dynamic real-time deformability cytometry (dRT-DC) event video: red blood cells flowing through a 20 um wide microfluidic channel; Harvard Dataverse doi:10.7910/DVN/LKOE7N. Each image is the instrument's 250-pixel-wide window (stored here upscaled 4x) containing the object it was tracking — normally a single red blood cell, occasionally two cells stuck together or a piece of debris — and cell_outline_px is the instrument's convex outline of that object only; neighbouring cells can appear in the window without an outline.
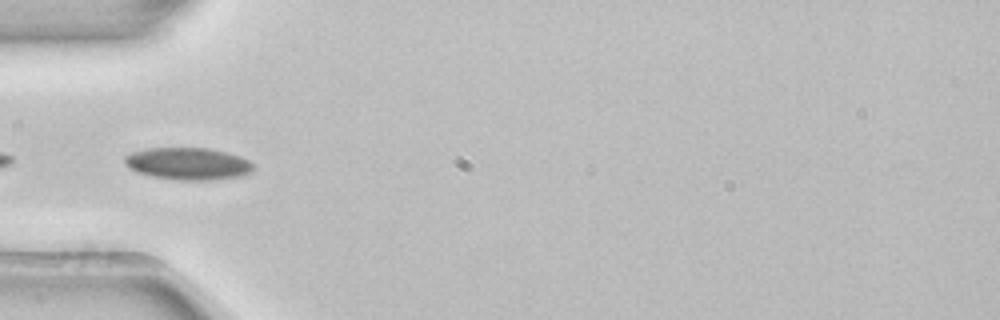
{"species": "common noctule bat (a hibernating species)", "species_latin": "Nyctalus noctula", "temperature_condition": "room temperature", "stored_images_in_passage": 4, "camera_frame_rate_fps": 3000, "um_per_image_px": 0.085, "animal": {"sex": "female", "body_mass_g": 22.7, "forearm_length_mm": 54.2}, "frame": {"image": 1, "passage_image": 4, "time_ms": 1.0, "image_size_px": [1000, 320], "cell_outline_px": [[252, 172], [240, 176], [212, 180], [180, 180], [152, 176], [136, 172], [128, 168], [124, 164], [124, 156], [132, 152], [148, 148], [208, 148], [240, 156], [248, 160], [252, 164]], "centroid_in_image_um": [15.94, 13.91], "position_along_channel_um": 69.1, "area_um2": 24.1}}